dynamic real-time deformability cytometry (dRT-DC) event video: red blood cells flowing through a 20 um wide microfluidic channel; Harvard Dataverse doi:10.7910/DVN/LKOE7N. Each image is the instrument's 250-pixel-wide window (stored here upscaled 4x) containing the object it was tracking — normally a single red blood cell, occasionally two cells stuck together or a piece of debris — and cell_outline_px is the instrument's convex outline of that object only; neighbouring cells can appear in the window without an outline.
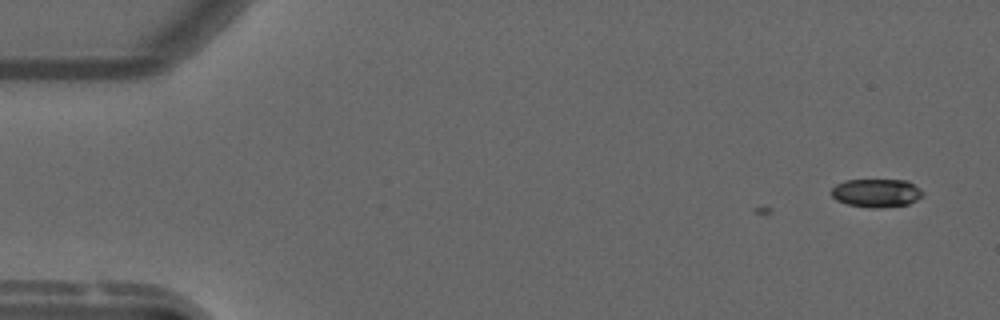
{"species": "common noctule bat (a hibernating species)", "species_latin": "Nyctalus noctula", "temperature_condition": "warm", "stored_images_in_passage": 3, "camera_frame_rate_fps": 3000, "um_per_image_px": 0.085, "animal": {"sex": "male", "forearm_length_mm": 52.5}, "frame": {"image": 1, "passage_image": 3, "time_ms": 0.667, "image_size_px": [1000, 320], "cell_outline_px": [[924, 192], [916, 200], [908, 204], [880, 208], [872, 208], [848, 204], [836, 200], [828, 192], [836, 184], [844, 180], [908, 180], [920, 188]], "centroid_in_image_um": [74.47, 16.39], "position_along_channel_um": 10.5, "area_um2": 15.2}}